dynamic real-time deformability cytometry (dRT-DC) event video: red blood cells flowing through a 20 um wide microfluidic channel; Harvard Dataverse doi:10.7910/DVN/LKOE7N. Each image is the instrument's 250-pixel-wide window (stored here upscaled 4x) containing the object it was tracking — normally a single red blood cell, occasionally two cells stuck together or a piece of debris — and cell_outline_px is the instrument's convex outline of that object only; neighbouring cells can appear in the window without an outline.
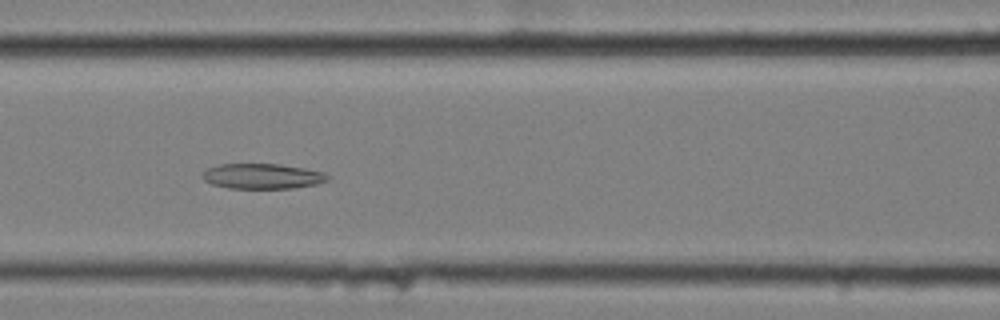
{"species": "common noctule bat (a hibernating species)", "species_latin": "Nyctalus noctula", "temperature_condition": "cold", "stored_images_in_passage": 51, "camera_frame_rate_fps": 3000, "um_per_image_px": 0.085, "animal": {"sex": "female", "body_mass_g": 25.1}, "frame": {"image": 1, "passage_image": 18, "time_ms": 5.667, "image_size_px": [1000, 320], "cell_outline_px": [[332, 176], [328, 180], [316, 184], [292, 188], [228, 188], [212, 184], [204, 180], [200, 176], [208, 168], [220, 164], [280, 164], [304, 168], [324, 172]], "centroid_in_image_um": [22.32, 14.97], "position_along_channel_um": 144.3, "area_um2": 18.44}}
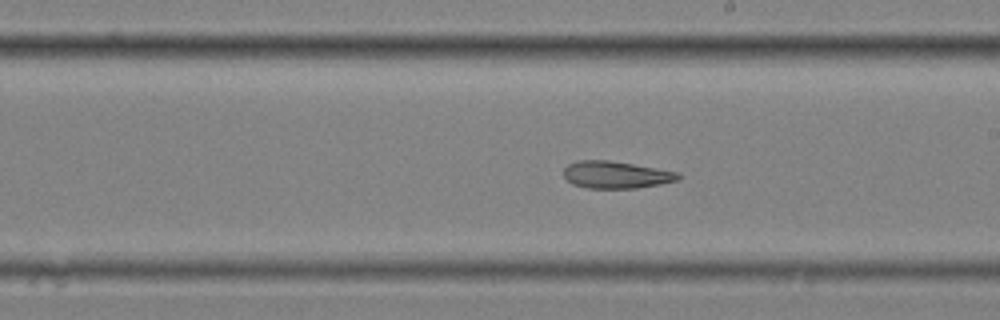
{"frame": {"image": 2, "passage_image": 26, "time_ms": 8.333, "image_size_px": [1000, 320], "cell_outline_px": [[680, 180], [660, 184], [636, 188], [588, 188], [572, 184], [564, 176], [564, 168], [568, 164], [576, 160], [608, 160], [680, 172]], "centroid_in_image_um": [52.37, 14.85], "position_along_channel_um": 236.6, "area_um2": 18.15}}
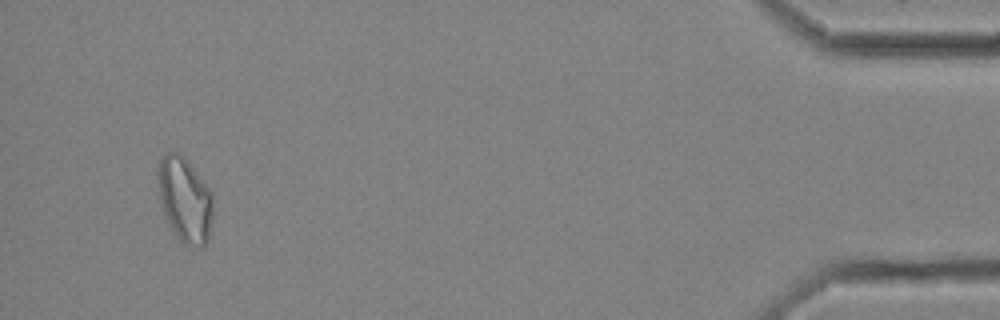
{"frame": {"image": 3, "passage_image": 48, "time_ms": 15.667, "image_size_px": [1000, 320], "cell_outline_px": [[212, 220], [208, 240], [204, 244], [184, 244], [172, 232], [164, 216], [160, 204], [156, 176], [156, 168], [160, 160], [168, 152], [180, 152], [184, 156], [212, 192]], "centroid_in_image_um": [15.67, 16.93], "position_along_channel_um": 419.5, "area_um2": 27.46}, "authors_computed_cell_mechanics": {"area_um2": 20.7502, "velocity_mm_per_s": 3.4718, "shape_relaxation_time_tau1_ms": null, "shape_relaxation_time_tau2_ms": 6.4592, "deformation_change_tau1": null, "deformation_change_tau2": 0.172}}